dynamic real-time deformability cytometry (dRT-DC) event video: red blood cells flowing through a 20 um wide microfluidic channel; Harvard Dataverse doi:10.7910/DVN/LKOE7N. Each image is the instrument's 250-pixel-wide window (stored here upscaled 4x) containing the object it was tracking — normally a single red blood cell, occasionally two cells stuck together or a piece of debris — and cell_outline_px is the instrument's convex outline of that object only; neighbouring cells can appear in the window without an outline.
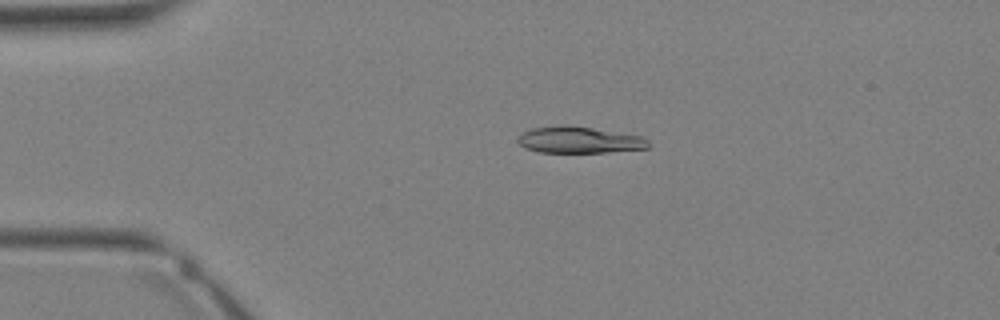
{"species": "Egyptian fruit bat (a non-hibernating species)", "species_latin": "Rousettus aegyptiacus", "temperature_condition": "warm", "stored_images_in_passage": 34, "camera_frame_rate_fps": 3000, "um_per_image_px": 0.085, "animal": {"sex": "female"}, "frame": {"image": 1, "passage_image": 8, "time_ms": 2.333, "image_size_px": [1000, 320], "cell_outline_px": [[648, 148], [608, 152], [540, 152], [524, 148], [516, 140], [524, 132], [532, 128], [564, 124], [568, 124], [640, 136], [648, 140]], "centroid_in_image_um": [49.19, 11.89], "position_along_channel_um": 35.8, "area_um2": 20.0}}
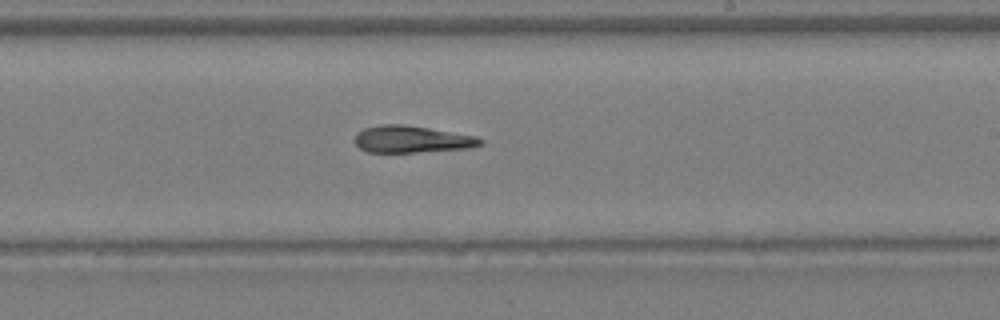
{"frame": {"image": 2, "passage_image": 21, "time_ms": 6.667, "image_size_px": [1000, 320], "cell_outline_px": [[484, 144], [468, 148], [416, 152], [368, 152], [360, 148], [352, 140], [356, 132], [364, 128], [380, 124], [404, 124], [476, 136], [484, 140]], "centroid_in_image_um": [34.96, 11.83], "position_along_channel_um": 254.0, "area_um2": 19.83}}
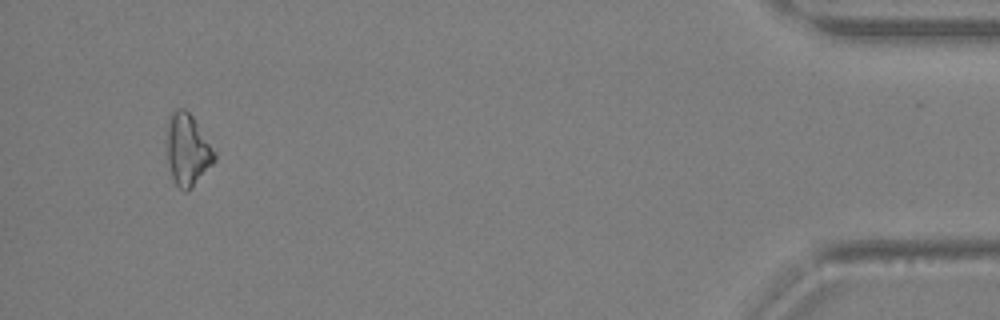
{"frame": {"image": 3, "passage_image": 33, "time_ms": 10.667, "image_size_px": [1000, 320], "cell_outline_px": [[216, 160], [192, 188], [184, 192], [172, 180], [164, 152], [164, 128], [168, 116], [172, 108], [184, 108], [192, 116], [216, 152]], "centroid_in_image_um": [15.85, 12.69], "position_along_channel_um": 419.4, "area_um2": 21.04}}